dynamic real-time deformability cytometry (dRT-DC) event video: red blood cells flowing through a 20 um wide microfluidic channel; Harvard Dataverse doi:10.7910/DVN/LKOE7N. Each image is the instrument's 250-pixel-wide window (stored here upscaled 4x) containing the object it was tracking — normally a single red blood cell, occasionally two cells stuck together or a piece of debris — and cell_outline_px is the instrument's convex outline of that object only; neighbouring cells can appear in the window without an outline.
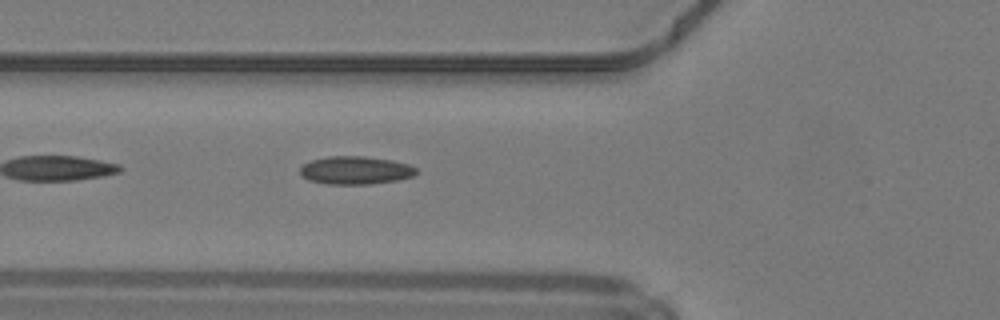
{"species": "common noctule bat (a hibernating species)", "species_latin": "Nyctalus noctula", "temperature_condition": "warm", "stored_images_in_passage": 37, "camera_frame_rate_fps": 3000, "um_per_image_px": 0.085, "animal": {"sex": "male", "body_mass_g": 19.2, "forearm_length_mm": 51.8}, "frame": {"image": 1, "passage_image": 6, "time_ms": 1.667, "image_size_px": [1000, 320], "cell_outline_px": [[420, 172], [412, 176], [396, 180], [368, 184], [328, 184], [308, 180], [300, 172], [300, 168], [304, 164], [312, 160], [328, 156], [364, 156], [392, 160], [408, 164], [416, 168]], "centroid_in_image_um": [30.23, 14.47], "position_along_channel_um": 95.6, "area_um2": 18.9}}
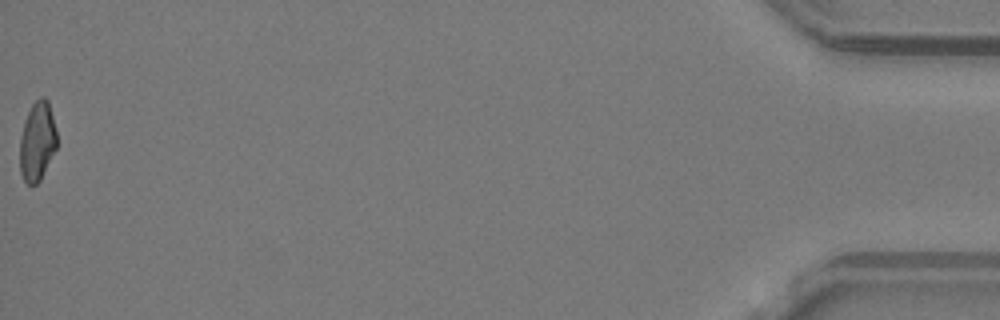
{"frame": {"image": 2, "passage_image": 37, "time_ms": 12.0, "image_size_px": [1000, 320], "cell_outline_px": [[56, 148], [40, 180], [36, 184], [28, 184], [24, 180], [20, 172], [20, 136], [28, 112], [32, 104], [40, 96], [44, 96], [48, 100], [56, 132]], "centroid_in_image_um": [3.16, 12.01], "position_along_channel_um": 432.0, "area_um2": 16.82}, "authors_computed_cell_mechanics": {"area_um2": 18.0336, "velocity_mm_per_s": 4.2405, "shape_relaxation_time_tau1_ms": 5.8911, "shape_relaxation_time_tau2_ms": 1.9517, "deformation_change_tau1": 0.1485, "deformation_change_tau2": 0.0936}}